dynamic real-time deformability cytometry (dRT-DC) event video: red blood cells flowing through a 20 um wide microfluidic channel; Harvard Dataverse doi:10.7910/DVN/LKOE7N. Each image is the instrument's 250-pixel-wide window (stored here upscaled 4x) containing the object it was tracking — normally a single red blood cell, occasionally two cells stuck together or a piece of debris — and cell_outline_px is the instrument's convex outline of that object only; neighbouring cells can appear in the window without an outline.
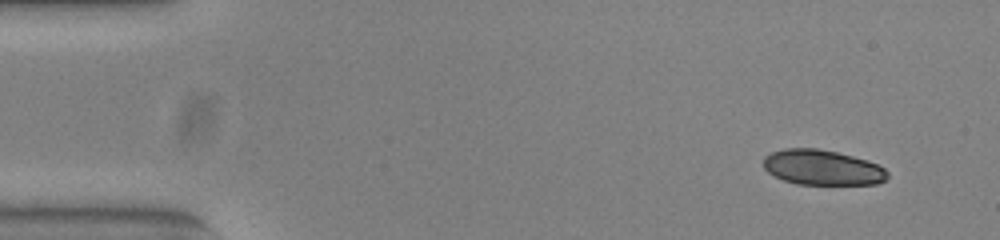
{"species": "common noctule bat (a hibernating species)", "species_latin": "Nyctalus noctula", "temperature_condition": "warm", "stored_images_in_passage": 49, "camera_frame_rate_fps": 3000, "um_per_image_px": 0.085, "animal": {"sex": "female", "body_mass_g": 23.0, "forearm_length_mm": 53.4}, "frame": {"image": 1, "passage_image": 1, "time_ms": 0.0, "image_size_px": [1000, 240], "cell_outline_px": [[888, 176], [884, 180], [876, 184], [796, 184], [784, 180], [768, 172], [764, 168], [764, 156], [772, 152], [784, 148], [816, 148], [836, 152], [868, 160], [884, 168], [888, 172]], "centroid_in_image_um": [69.89, 14.23], "position_along_channel_um": 15.1, "area_um2": 25.32}, "authors_computed_cell_mechanics": {"area_um2": 16.3574, "velocity_mm_per_s": 3.8706, "shape_relaxation_time_tau1_ms": 7.6148, "shape_relaxation_time_tau2_ms": 2.9451, "deformation_change_tau1": 0.2024, "deformation_change_tau2": 0.0517}}